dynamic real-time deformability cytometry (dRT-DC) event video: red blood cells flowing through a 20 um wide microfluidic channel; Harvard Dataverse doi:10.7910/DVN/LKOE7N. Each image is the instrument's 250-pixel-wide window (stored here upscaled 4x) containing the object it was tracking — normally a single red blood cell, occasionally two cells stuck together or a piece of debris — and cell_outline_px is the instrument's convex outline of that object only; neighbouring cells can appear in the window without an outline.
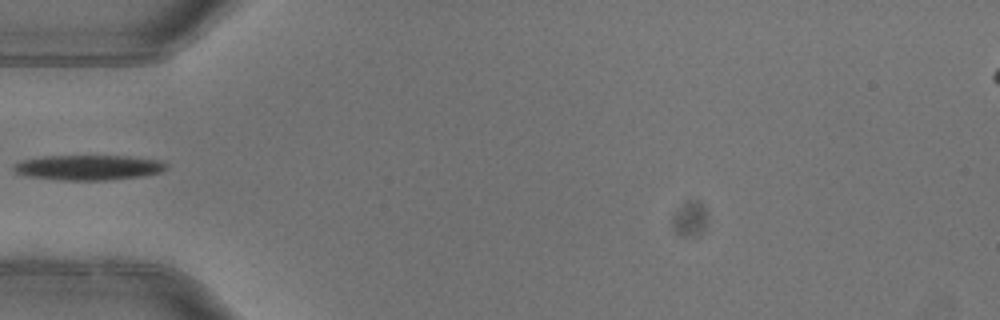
{"species": "common noctule bat (a hibernating species)", "species_latin": "Nyctalus noctula", "temperature_condition": "warm", "stored_images_in_passage": 2, "camera_frame_rate_fps": 3000, "um_per_image_px": 0.085, "animal": {"sex": "female"}, "frame": {"image": 1, "passage_image": 1, "time_ms": 0.0, "image_size_px": [1000, 320], "cell_outline_px": [[168, 164], [160, 172], [140, 176], [104, 180], [64, 180], [28, 176], [16, 172], [12, 168], [12, 164], [20, 160], [44, 156], [128, 156], [160, 160]], "centroid_in_image_um": [7.47, 14.22], "position_along_channel_um": 77.5, "area_um2": 22.14}}